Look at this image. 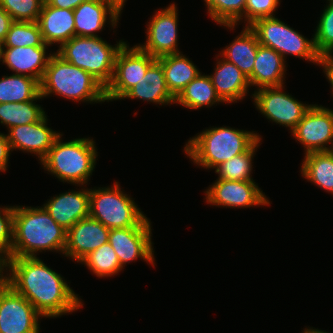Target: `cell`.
<instances>
[{
    "instance_id": "43",
    "label": "cell",
    "mask_w": 333,
    "mask_h": 333,
    "mask_svg": "<svg viewBox=\"0 0 333 333\" xmlns=\"http://www.w3.org/2000/svg\"><path fill=\"white\" fill-rule=\"evenodd\" d=\"M5 272H6V257L0 253V283H6Z\"/></svg>"
},
{
    "instance_id": "47",
    "label": "cell",
    "mask_w": 333,
    "mask_h": 333,
    "mask_svg": "<svg viewBox=\"0 0 333 333\" xmlns=\"http://www.w3.org/2000/svg\"><path fill=\"white\" fill-rule=\"evenodd\" d=\"M4 284H5V283H0V289L3 287Z\"/></svg>"
},
{
    "instance_id": "25",
    "label": "cell",
    "mask_w": 333,
    "mask_h": 333,
    "mask_svg": "<svg viewBox=\"0 0 333 333\" xmlns=\"http://www.w3.org/2000/svg\"><path fill=\"white\" fill-rule=\"evenodd\" d=\"M157 61L162 65L167 88L174 98L201 73L182 52L161 56Z\"/></svg>"
},
{
    "instance_id": "32",
    "label": "cell",
    "mask_w": 333,
    "mask_h": 333,
    "mask_svg": "<svg viewBox=\"0 0 333 333\" xmlns=\"http://www.w3.org/2000/svg\"><path fill=\"white\" fill-rule=\"evenodd\" d=\"M259 139L247 152L241 153L228 161L222 162L215 168L218 174L217 179L233 181H250L252 178V161L257 152V148L262 144Z\"/></svg>"
},
{
    "instance_id": "14",
    "label": "cell",
    "mask_w": 333,
    "mask_h": 333,
    "mask_svg": "<svg viewBox=\"0 0 333 333\" xmlns=\"http://www.w3.org/2000/svg\"><path fill=\"white\" fill-rule=\"evenodd\" d=\"M211 186V187H210ZM206 191L205 202L212 206L250 208L268 206L270 201L254 180L233 181L216 179Z\"/></svg>"
},
{
    "instance_id": "16",
    "label": "cell",
    "mask_w": 333,
    "mask_h": 333,
    "mask_svg": "<svg viewBox=\"0 0 333 333\" xmlns=\"http://www.w3.org/2000/svg\"><path fill=\"white\" fill-rule=\"evenodd\" d=\"M110 229L88 216L67 230L64 257L79 263L89 253L108 242Z\"/></svg>"
},
{
    "instance_id": "1",
    "label": "cell",
    "mask_w": 333,
    "mask_h": 333,
    "mask_svg": "<svg viewBox=\"0 0 333 333\" xmlns=\"http://www.w3.org/2000/svg\"><path fill=\"white\" fill-rule=\"evenodd\" d=\"M6 272V283L44 318L61 317L84 305L64 277L39 257L6 258Z\"/></svg>"
},
{
    "instance_id": "35",
    "label": "cell",
    "mask_w": 333,
    "mask_h": 333,
    "mask_svg": "<svg viewBox=\"0 0 333 333\" xmlns=\"http://www.w3.org/2000/svg\"><path fill=\"white\" fill-rule=\"evenodd\" d=\"M313 35L317 53L321 56L333 54V1H327Z\"/></svg>"
},
{
    "instance_id": "7",
    "label": "cell",
    "mask_w": 333,
    "mask_h": 333,
    "mask_svg": "<svg viewBox=\"0 0 333 333\" xmlns=\"http://www.w3.org/2000/svg\"><path fill=\"white\" fill-rule=\"evenodd\" d=\"M118 183L116 181L112 186L90 189L89 216L110 230L135 227L146 218Z\"/></svg>"
},
{
    "instance_id": "46",
    "label": "cell",
    "mask_w": 333,
    "mask_h": 333,
    "mask_svg": "<svg viewBox=\"0 0 333 333\" xmlns=\"http://www.w3.org/2000/svg\"><path fill=\"white\" fill-rule=\"evenodd\" d=\"M1 54H2V44L0 43V62H1Z\"/></svg>"
},
{
    "instance_id": "33",
    "label": "cell",
    "mask_w": 333,
    "mask_h": 333,
    "mask_svg": "<svg viewBox=\"0 0 333 333\" xmlns=\"http://www.w3.org/2000/svg\"><path fill=\"white\" fill-rule=\"evenodd\" d=\"M79 263L84 264L98 278L114 277L123 268L118 256L109 242L89 253Z\"/></svg>"
},
{
    "instance_id": "29",
    "label": "cell",
    "mask_w": 333,
    "mask_h": 333,
    "mask_svg": "<svg viewBox=\"0 0 333 333\" xmlns=\"http://www.w3.org/2000/svg\"><path fill=\"white\" fill-rule=\"evenodd\" d=\"M32 99H43L37 79L14 73L0 79V103L27 102Z\"/></svg>"
},
{
    "instance_id": "21",
    "label": "cell",
    "mask_w": 333,
    "mask_h": 333,
    "mask_svg": "<svg viewBox=\"0 0 333 333\" xmlns=\"http://www.w3.org/2000/svg\"><path fill=\"white\" fill-rule=\"evenodd\" d=\"M216 61L214 72L209 75L216 94L226 104L243 100L251 87L247 76L236 65L220 58L219 54Z\"/></svg>"
},
{
    "instance_id": "13",
    "label": "cell",
    "mask_w": 333,
    "mask_h": 333,
    "mask_svg": "<svg viewBox=\"0 0 333 333\" xmlns=\"http://www.w3.org/2000/svg\"><path fill=\"white\" fill-rule=\"evenodd\" d=\"M178 8L173 2L155 11L146 24V42L137 46L155 58L181 53L178 48Z\"/></svg>"
},
{
    "instance_id": "10",
    "label": "cell",
    "mask_w": 333,
    "mask_h": 333,
    "mask_svg": "<svg viewBox=\"0 0 333 333\" xmlns=\"http://www.w3.org/2000/svg\"><path fill=\"white\" fill-rule=\"evenodd\" d=\"M285 86L264 87L252 93L255 108L269 121L292 132L312 104H304L284 91Z\"/></svg>"
},
{
    "instance_id": "11",
    "label": "cell",
    "mask_w": 333,
    "mask_h": 333,
    "mask_svg": "<svg viewBox=\"0 0 333 333\" xmlns=\"http://www.w3.org/2000/svg\"><path fill=\"white\" fill-rule=\"evenodd\" d=\"M150 222L146 217L138 226L110 230L108 242L116 252L123 269L127 263L135 262L138 258L155 266Z\"/></svg>"
},
{
    "instance_id": "28",
    "label": "cell",
    "mask_w": 333,
    "mask_h": 333,
    "mask_svg": "<svg viewBox=\"0 0 333 333\" xmlns=\"http://www.w3.org/2000/svg\"><path fill=\"white\" fill-rule=\"evenodd\" d=\"M174 103L192 110L201 107H211L217 103H224L216 94L215 88L209 74L202 75V72L195 77L181 93L175 98Z\"/></svg>"
},
{
    "instance_id": "4",
    "label": "cell",
    "mask_w": 333,
    "mask_h": 333,
    "mask_svg": "<svg viewBox=\"0 0 333 333\" xmlns=\"http://www.w3.org/2000/svg\"><path fill=\"white\" fill-rule=\"evenodd\" d=\"M43 98L57 95L67 100L85 103L106 101L105 87L90 73L65 61L53 52L40 82Z\"/></svg>"
},
{
    "instance_id": "15",
    "label": "cell",
    "mask_w": 333,
    "mask_h": 333,
    "mask_svg": "<svg viewBox=\"0 0 333 333\" xmlns=\"http://www.w3.org/2000/svg\"><path fill=\"white\" fill-rule=\"evenodd\" d=\"M290 133L303 145L304 154L330 151L333 146V110L312 104Z\"/></svg>"
},
{
    "instance_id": "38",
    "label": "cell",
    "mask_w": 333,
    "mask_h": 333,
    "mask_svg": "<svg viewBox=\"0 0 333 333\" xmlns=\"http://www.w3.org/2000/svg\"><path fill=\"white\" fill-rule=\"evenodd\" d=\"M14 206H0V253L7 257L13 243Z\"/></svg>"
},
{
    "instance_id": "36",
    "label": "cell",
    "mask_w": 333,
    "mask_h": 333,
    "mask_svg": "<svg viewBox=\"0 0 333 333\" xmlns=\"http://www.w3.org/2000/svg\"><path fill=\"white\" fill-rule=\"evenodd\" d=\"M44 0H0L13 21L37 22Z\"/></svg>"
},
{
    "instance_id": "20",
    "label": "cell",
    "mask_w": 333,
    "mask_h": 333,
    "mask_svg": "<svg viewBox=\"0 0 333 333\" xmlns=\"http://www.w3.org/2000/svg\"><path fill=\"white\" fill-rule=\"evenodd\" d=\"M48 46L44 43L42 46L2 47L1 61L14 74L29 76L41 82L53 55L52 52L48 54Z\"/></svg>"
},
{
    "instance_id": "30",
    "label": "cell",
    "mask_w": 333,
    "mask_h": 333,
    "mask_svg": "<svg viewBox=\"0 0 333 333\" xmlns=\"http://www.w3.org/2000/svg\"><path fill=\"white\" fill-rule=\"evenodd\" d=\"M37 100L40 99H32L27 102L0 103L1 125H6L9 130L14 126L40 121L46 113L40 104H36Z\"/></svg>"
},
{
    "instance_id": "18",
    "label": "cell",
    "mask_w": 333,
    "mask_h": 333,
    "mask_svg": "<svg viewBox=\"0 0 333 333\" xmlns=\"http://www.w3.org/2000/svg\"><path fill=\"white\" fill-rule=\"evenodd\" d=\"M76 36L97 37L109 22L117 27L121 11L109 0H87L73 10Z\"/></svg>"
},
{
    "instance_id": "2",
    "label": "cell",
    "mask_w": 333,
    "mask_h": 333,
    "mask_svg": "<svg viewBox=\"0 0 333 333\" xmlns=\"http://www.w3.org/2000/svg\"><path fill=\"white\" fill-rule=\"evenodd\" d=\"M67 230L42 206H14L13 243L6 258L37 257L43 251L63 254Z\"/></svg>"
},
{
    "instance_id": "39",
    "label": "cell",
    "mask_w": 333,
    "mask_h": 333,
    "mask_svg": "<svg viewBox=\"0 0 333 333\" xmlns=\"http://www.w3.org/2000/svg\"><path fill=\"white\" fill-rule=\"evenodd\" d=\"M12 150L7 134L0 132V172H5L8 168V161Z\"/></svg>"
},
{
    "instance_id": "19",
    "label": "cell",
    "mask_w": 333,
    "mask_h": 333,
    "mask_svg": "<svg viewBox=\"0 0 333 333\" xmlns=\"http://www.w3.org/2000/svg\"><path fill=\"white\" fill-rule=\"evenodd\" d=\"M42 206L54 221L68 230L79 220L89 216L90 189L68 190L51 197Z\"/></svg>"
},
{
    "instance_id": "6",
    "label": "cell",
    "mask_w": 333,
    "mask_h": 333,
    "mask_svg": "<svg viewBox=\"0 0 333 333\" xmlns=\"http://www.w3.org/2000/svg\"><path fill=\"white\" fill-rule=\"evenodd\" d=\"M125 43L119 40L117 44L110 45L100 36H74L56 53L65 61L90 73L106 88L113 78L116 56Z\"/></svg>"
},
{
    "instance_id": "12",
    "label": "cell",
    "mask_w": 333,
    "mask_h": 333,
    "mask_svg": "<svg viewBox=\"0 0 333 333\" xmlns=\"http://www.w3.org/2000/svg\"><path fill=\"white\" fill-rule=\"evenodd\" d=\"M42 315L7 283L0 289V333H40Z\"/></svg>"
},
{
    "instance_id": "22",
    "label": "cell",
    "mask_w": 333,
    "mask_h": 333,
    "mask_svg": "<svg viewBox=\"0 0 333 333\" xmlns=\"http://www.w3.org/2000/svg\"><path fill=\"white\" fill-rule=\"evenodd\" d=\"M45 44H57L60 48L66 41L76 36L74 13L71 9H61L43 3L37 21Z\"/></svg>"
},
{
    "instance_id": "37",
    "label": "cell",
    "mask_w": 333,
    "mask_h": 333,
    "mask_svg": "<svg viewBox=\"0 0 333 333\" xmlns=\"http://www.w3.org/2000/svg\"><path fill=\"white\" fill-rule=\"evenodd\" d=\"M280 0H247L245 7V26L260 18L275 17Z\"/></svg>"
},
{
    "instance_id": "31",
    "label": "cell",
    "mask_w": 333,
    "mask_h": 333,
    "mask_svg": "<svg viewBox=\"0 0 333 333\" xmlns=\"http://www.w3.org/2000/svg\"><path fill=\"white\" fill-rule=\"evenodd\" d=\"M207 13L220 26L235 30L244 18L247 0H204ZM239 22V23H238Z\"/></svg>"
},
{
    "instance_id": "24",
    "label": "cell",
    "mask_w": 333,
    "mask_h": 333,
    "mask_svg": "<svg viewBox=\"0 0 333 333\" xmlns=\"http://www.w3.org/2000/svg\"><path fill=\"white\" fill-rule=\"evenodd\" d=\"M121 99H139L161 106L175 104V98L167 88L162 65L157 60Z\"/></svg>"
},
{
    "instance_id": "5",
    "label": "cell",
    "mask_w": 333,
    "mask_h": 333,
    "mask_svg": "<svg viewBox=\"0 0 333 333\" xmlns=\"http://www.w3.org/2000/svg\"><path fill=\"white\" fill-rule=\"evenodd\" d=\"M60 134L40 161L43 169L60 182L86 186L96 166L98 156L95 141L91 138H76L67 142Z\"/></svg>"
},
{
    "instance_id": "9",
    "label": "cell",
    "mask_w": 333,
    "mask_h": 333,
    "mask_svg": "<svg viewBox=\"0 0 333 333\" xmlns=\"http://www.w3.org/2000/svg\"><path fill=\"white\" fill-rule=\"evenodd\" d=\"M156 60L137 45L125 43L116 56L113 78L105 88L106 101L121 100Z\"/></svg>"
},
{
    "instance_id": "27",
    "label": "cell",
    "mask_w": 333,
    "mask_h": 333,
    "mask_svg": "<svg viewBox=\"0 0 333 333\" xmlns=\"http://www.w3.org/2000/svg\"><path fill=\"white\" fill-rule=\"evenodd\" d=\"M300 172L308 182L333 194V154L330 151L306 153Z\"/></svg>"
},
{
    "instance_id": "44",
    "label": "cell",
    "mask_w": 333,
    "mask_h": 333,
    "mask_svg": "<svg viewBox=\"0 0 333 333\" xmlns=\"http://www.w3.org/2000/svg\"><path fill=\"white\" fill-rule=\"evenodd\" d=\"M109 1H111L122 12L125 2L127 0H109Z\"/></svg>"
},
{
    "instance_id": "34",
    "label": "cell",
    "mask_w": 333,
    "mask_h": 333,
    "mask_svg": "<svg viewBox=\"0 0 333 333\" xmlns=\"http://www.w3.org/2000/svg\"><path fill=\"white\" fill-rule=\"evenodd\" d=\"M44 44L37 22L14 21L2 47L42 46Z\"/></svg>"
},
{
    "instance_id": "45",
    "label": "cell",
    "mask_w": 333,
    "mask_h": 333,
    "mask_svg": "<svg viewBox=\"0 0 333 333\" xmlns=\"http://www.w3.org/2000/svg\"><path fill=\"white\" fill-rule=\"evenodd\" d=\"M301 333H329V332H326L324 330L322 331V330H320L318 328L317 329L316 328L313 329V327H311V328L307 327Z\"/></svg>"
},
{
    "instance_id": "17",
    "label": "cell",
    "mask_w": 333,
    "mask_h": 333,
    "mask_svg": "<svg viewBox=\"0 0 333 333\" xmlns=\"http://www.w3.org/2000/svg\"><path fill=\"white\" fill-rule=\"evenodd\" d=\"M48 125L45 115L40 121L32 124L14 126L8 130V141L12 151L27 152L36 155L41 161L53 146L60 132L54 131Z\"/></svg>"
},
{
    "instance_id": "26",
    "label": "cell",
    "mask_w": 333,
    "mask_h": 333,
    "mask_svg": "<svg viewBox=\"0 0 333 333\" xmlns=\"http://www.w3.org/2000/svg\"><path fill=\"white\" fill-rule=\"evenodd\" d=\"M259 42L249 26L243 30L229 45L220 51V57L236 65L249 79L257 55Z\"/></svg>"
},
{
    "instance_id": "42",
    "label": "cell",
    "mask_w": 333,
    "mask_h": 333,
    "mask_svg": "<svg viewBox=\"0 0 333 333\" xmlns=\"http://www.w3.org/2000/svg\"><path fill=\"white\" fill-rule=\"evenodd\" d=\"M87 0H44L50 6H54L56 8L61 9H71L74 10L77 8L82 2Z\"/></svg>"
},
{
    "instance_id": "23",
    "label": "cell",
    "mask_w": 333,
    "mask_h": 333,
    "mask_svg": "<svg viewBox=\"0 0 333 333\" xmlns=\"http://www.w3.org/2000/svg\"><path fill=\"white\" fill-rule=\"evenodd\" d=\"M285 59L274 49L259 45L255 58L251 86L257 89L283 86L286 73Z\"/></svg>"
},
{
    "instance_id": "40",
    "label": "cell",
    "mask_w": 333,
    "mask_h": 333,
    "mask_svg": "<svg viewBox=\"0 0 333 333\" xmlns=\"http://www.w3.org/2000/svg\"><path fill=\"white\" fill-rule=\"evenodd\" d=\"M12 17L0 5V43L2 44L7 36V32L13 23Z\"/></svg>"
},
{
    "instance_id": "3",
    "label": "cell",
    "mask_w": 333,
    "mask_h": 333,
    "mask_svg": "<svg viewBox=\"0 0 333 333\" xmlns=\"http://www.w3.org/2000/svg\"><path fill=\"white\" fill-rule=\"evenodd\" d=\"M256 131L209 127L190 138L184 152L203 169H215L222 162L247 152L262 137Z\"/></svg>"
},
{
    "instance_id": "41",
    "label": "cell",
    "mask_w": 333,
    "mask_h": 333,
    "mask_svg": "<svg viewBox=\"0 0 333 333\" xmlns=\"http://www.w3.org/2000/svg\"><path fill=\"white\" fill-rule=\"evenodd\" d=\"M319 66H322L324 74H326L327 81L331 85V93L333 94V55L321 57ZM333 96V95H332Z\"/></svg>"
},
{
    "instance_id": "8",
    "label": "cell",
    "mask_w": 333,
    "mask_h": 333,
    "mask_svg": "<svg viewBox=\"0 0 333 333\" xmlns=\"http://www.w3.org/2000/svg\"><path fill=\"white\" fill-rule=\"evenodd\" d=\"M261 46L274 49L285 60L287 55L312 62L317 66L321 56L317 53L314 39H308L277 17L260 18L249 25Z\"/></svg>"
}]
</instances>
